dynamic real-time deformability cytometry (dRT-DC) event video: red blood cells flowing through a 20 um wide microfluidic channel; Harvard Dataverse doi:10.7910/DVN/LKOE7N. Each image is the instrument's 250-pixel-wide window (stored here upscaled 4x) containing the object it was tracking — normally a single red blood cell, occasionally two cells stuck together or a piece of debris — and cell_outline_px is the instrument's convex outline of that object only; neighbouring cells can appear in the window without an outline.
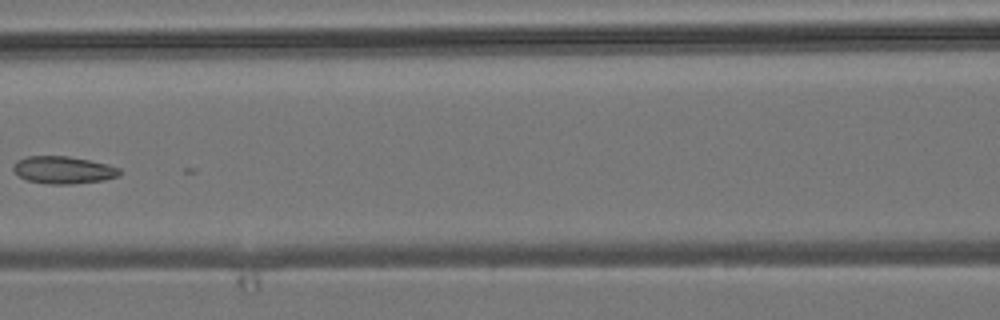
{"species": "common noctule bat (a hibernating species)", "species_latin": "Nyctalus noctula", "temperature_condition": "room temperature", "stored_images_in_passage": 8, "camera_frame_rate_fps": 3000, "um_per_image_px": 0.085, "animal": {"sex": "male", "body_mass_g": 19.2, "forearm_length_mm": 51.8}, "frame": {"image": 1, "passage_image": 8, "time_ms": 8.333, "image_size_px": [1000, 320], "cell_outline_px": [[120, 176], [104, 180], [72, 184], [52, 184], [28, 180], [20, 176], [12, 168], [12, 164], [16, 160], [28, 156], [68, 156], [108, 164], [120, 168]], "centroid_in_image_um": [5.39, 14.44], "position_along_channel_um": 161.2, "area_um2": 16.94}}